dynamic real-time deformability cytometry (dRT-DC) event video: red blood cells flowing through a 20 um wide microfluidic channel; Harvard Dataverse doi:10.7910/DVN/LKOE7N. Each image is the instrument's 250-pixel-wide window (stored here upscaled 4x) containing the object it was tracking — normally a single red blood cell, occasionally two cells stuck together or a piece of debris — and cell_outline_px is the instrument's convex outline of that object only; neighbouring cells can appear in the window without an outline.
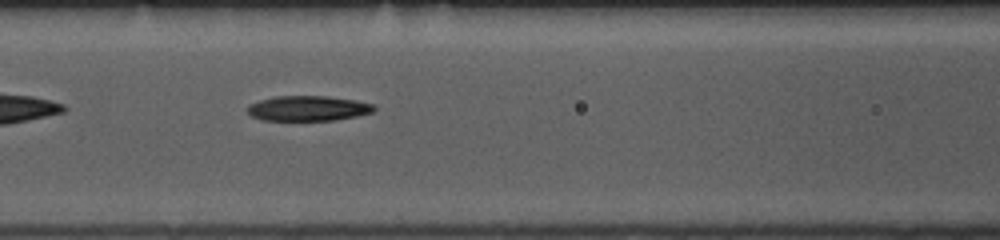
{"species": "common noctule bat (a hibernating species)", "species_latin": "Nyctalus noctula", "temperature_condition": "room temperature", "stored_images_in_passage": 27, "camera_frame_rate_fps": 3000, "um_per_image_px": 0.085, "animal": {"sex": "female", "body_mass_g": 10.0, "forearm_length_mm": 53.1}, "frame": {"image": 1, "passage_image": 6, "time_ms": 1.667, "image_size_px": [1000, 240], "cell_outline_px": [[376, 108], [372, 112], [356, 116], [336, 120], [264, 120], [252, 116], [248, 112], [248, 104], [260, 100], [276, 96], [328, 96], [356, 100], [376, 104]], "centroid_in_image_um": [26.22, 9.2], "position_along_channel_um": 140.4, "area_um2": 18.55}}
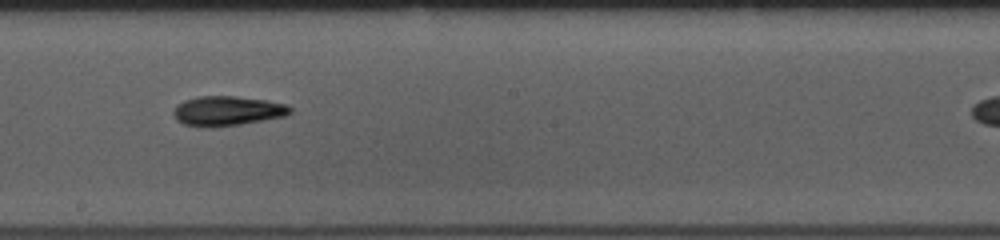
{"frame": {"image": 2, "passage_image": 13, "time_ms": 4.0, "image_size_px": [1000, 240], "cell_outline_px": [[292, 112], [284, 116], [240, 124], [212, 128], [200, 128], [184, 124], [176, 120], [172, 112], [176, 104], [184, 100], [200, 96], [236, 96], [268, 100], [288, 104], [292, 108]], "centroid_in_image_um": [19.29, 9.43], "position_along_channel_um": 228.9, "area_um2": 20.52}}
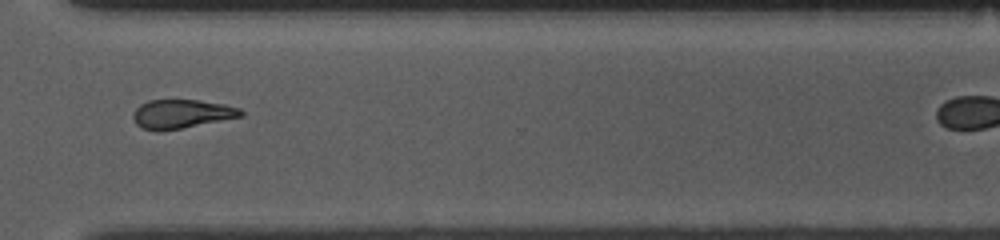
{"frame": {"image": 3, "passage_image": 23, "time_ms": 7.333, "image_size_px": [1000, 240], "cell_outline_px": [[244, 116], [160, 132], [140, 128], [136, 124], [132, 116], [136, 108], [140, 104], [148, 100], [196, 100], [224, 104], [240, 108], [244, 112]], "centroid_in_image_um": [15.41, 9.69], "position_along_channel_um": 355.2, "area_um2": 18.21}}